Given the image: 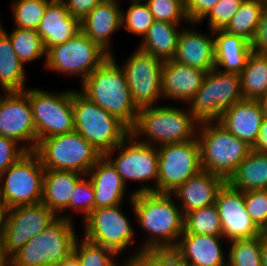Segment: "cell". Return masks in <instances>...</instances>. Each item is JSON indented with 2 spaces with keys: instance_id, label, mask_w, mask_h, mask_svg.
I'll use <instances>...</instances> for the list:
<instances>
[{
  "instance_id": "11a10c76",
  "label": "cell",
  "mask_w": 267,
  "mask_h": 266,
  "mask_svg": "<svg viewBox=\"0 0 267 266\" xmlns=\"http://www.w3.org/2000/svg\"><path fill=\"white\" fill-rule=\"evenodd\" d=\"M0 266H9V258L5 255V252L0 246Z\"/></svg>"
},
{
  "instance_id": "f6af8a7d",
  "label": "cell",
  "mask_w": 267,
  "mask_h": 266,
  "mask_svg": "<svg viewBox=\"0 0 267 266\" xmlns=\"http://www.w3.org/2000/svg\"><path fill=\"white\" fill-rule=\"evenodd\" d=\"M26 152L16 141L0 135V175Z\"/></svg>"
},
{
  "instance_id": "9a60e30c",
  "label": "cell",
  "mask_w": 267,
  "mask_h": 266,
  "mask_svg": "<svg viewBox=\"0 0 267 266\" xmlns=\"http://www.w3.org/2000/svg\"><path fill=\"white\" fill-rule=\"evenodd\" d=\"M163 60L138 48L121 66L132 99L141 108L157 103L162 94Z\"/></svg>"
},
{
  "instance_id": "ee69618b",
  "label": "cell",
  "mask_w": 267,
  "mask_h": 266,
  "mask_svg": "<svg viewBox=\"0 0 267 266\" xmlns=\"http://www.w3.org/2000/svg\"><path fill=\"white\" fill-rule=\"evenodd\" d=\"M140 266H184L180 255L174 249H150L134 258Z\"/></svg>"
},
{
  "instance_id": "60d3db41",
  "label": "cell",
  "mask_w": 267,
  "mask_h": 266,
  "mask_svg": "<svg viewBox=\"0 0 267 266\" xmlns=\"http://www.w3.org/2000/svg\"><path fill=\"white\" fill-rule=\"evenodd\" d=\"M245 208L255 224L267 231V189L243 192Z\"/></svg>"
},
{
  "instance_id": "7bdbcfd3",
  "label": "cell",
  "mask_w": 267,
  "mask_h": 266,
  "mask_svg": "<svg viewBox=\"0 0 267 266\" xmlns=\"http://www.w3.org/2000/svg\"><path fill=\"white\" fill-rule=\"evenodd\" d=\"M70 209L83 212L84 219L95 210V195L89 178L86 180L83 176L74 186Z\"/></svg>"
},
{
  "instance_id": "e0dca14e",
  "label": "cell",
  "mask_w": 267,
  "mask_h": 266,
  "mask_svg": "<svg viewBox=\"0 0 267 266\" xmlns=\"http://www.w3.org/2000/svg\"><path fill=\"white\" fill-rule=\"evenodd\" d=\"M4 94L0 96V135L16 141L26 151H35L37 134L29 97L24 92Z\"/></svg>"
},
{
  "instance_id": "8992f818",
  "label": "cell",
  "mask_w": 267,
  "mask_h": 266,
  "mask_svg": "<svg viewBox=\"0 0 267 266\" xmlns=\"http://www.w3.org/2000/svg\"><path fill=\"white\" fill-rule=\"evenodd\" d=\"M73 220L58 217L9 258V266H56L68 257L77 239Z\"/></svg>"
},
{
  "instance_id": "9f6ffc18",
  "label": "cell",
  "mask_w": 267,
  "mask_h": 266,
  "mask_svg": "<svg viewBox=\"0 0 267 266\" xmlns=\"http://www.w3.org/2000/svg\"><path fill=\"white\" fill-rule=\"evenodd\" d=\"M126 261L125 262H122L123 264L122 265H119L117 262L115 264H113L112 266H131V257L128 259H125Z\"/></svg>"
},
{
  "instance_id": "8d00e7d4",
  "label": "cell",
  "mask_w": 267,
  "mask_h": 266,
  "mask_svg": "<svg viewBox=\"0 0 267 266\" xmlns=\"http://www.w3.org/2000/svg\"><path fill=\"white\" fill-rule=\"evenodd\" d=\"M51 0H14L12 12L17 28L36 30Z\"/></svg>"
},
{
  "instance_id": "d4e9b609",
  "label": "cell",
  "mask_w": 267,
  "mask_h": 266,
  "mask_svg": "<svg viewBox=\"0 0 267 266\" xmlns=\"http://www.w3.org/2000/svg\"><path fill=\"white\" fill-rule=\"evenodd\" d=\"M207 35L192 29H181L174 61L206 72L215 68L214 31Z\"/></svg>"
},
{
  "instance_id": "44dd1931",
  "label": "cell",
  "mask_w": 267,
  "mask_h": 266,
  "mask_svg": "<svg viewBox=\"0 0 267 266\" xmlns=\"http://www.w3.org/2000/svg\"><path fill=\"white\" fill-rule=\"evenodd\" d=\"M121 12L118 0H102L81 20V31L109 55L111 36L122 28Z\"/></svg>"
},
{
  "instance_id": "f35d334b",
  "label": "cell",
  "mask_w": 267,
  "mask_h": 266,
  "mask_svg": "<svg viewBox=\"0 0 267 266\" xmlns=\"http://www.w3.org/2000/svg\"><path fill=\"white\" fill-rule=\"evenodd\" d=\"M81 243L76 239L73 253L78 257L81 266H112L116 263L113 250L96 245L82 238Z\"/></svg>"
},
{
  "instance_id": "7dc6e473",
  "label": "cell",
  "mask_w": 267,
  "mask_h": 266,
  "mask_svg": "<svg viewBox=\"0 0 267 266\" xmlns=\"http://www.w3.org/2000/svg\"><path fill=\"white\" fill-rule=\"evenodd\" d=\"M252 51L267 56V4L263 9L255 36L251 42Z\"/></svg>"
},
{
  "instance_id": "b9f144b4",
  "label": "cell",
  "mask_w": 267,
  "mask_h": 266,
  "mask_svg": "<svg viewBox=\"0 0 267 266\" xmlns=\"http://www.w3.org/2000/svg\"><path fill=\"white\" fill-rule=\"evenodd\" d=\"M244 0H219L211 11L202 19L208 18L209 30H224L232 17L239 10Z\"/></svg>"
},
{
  "instance_id": "ac0fdd59",
  "label": "cell",
  "mask_w": 267,
  "mask_h": 266,
  "mask_svg": "<svg viewBox=\"0 0 267 266\" xmlns=\"http://www.w3.org/2000/svg\"><path fill=\"white\" fill-rule=\"evenodd\" d=\"M215 205L220 216L223 237L229 242L262 234L263 231L247 213L242 191L226 182L217 194Z\"/></svg>"
},
{
  "instance_id": "2e32d148",
  "label": "cell",
  "mask_w": 267,
  "mask_h": 266,
  "mask_svg": "<svg viewBox=\"0 0 267 266\" xmlns=\"http://www.w3.org/2000/svg\"><path fill=\"white\" fill-rule=\"evenodd\" d=\"M57 218L58 216L42 203L10 208L6 229L0 239L5 255L10 258Z\"/></svg>"
},
{
  "instance_id": "7a4b0ae2",
  "label": "cell",
  "mask_w": 267,
  "mask_h": 266,
  "mask_svg": "<svg viewBox=\"0 0 267 266\" xmlns=\"http://www.w3.org/2000/svg\"><path fill=\"white\" fill-rule=\"evenodd\" d=\"M81 85L82 90L79 92L89 101L112 114L130 131L134 128L140 108L132 99L123 69L117 64L114 54Z\"/></svg>"
},
{
  "instance_id": "277c9868",
  "label": "cell",
  "mask_w": 267,
  "mask_h": 266,
  "mask_svg": "<svg viewBox=\"0 0 267 266\" xmlns=\"http://www.w3.org/2000/svg\"><path fill=\"white\" fill-rule=\"evenodd\" d=\"M197 139L202 170L217 174L226 181L252 150L218 121L199 123Z\"/></svg>"
},
{
  "instance_id": "ba28073f",
  "label": "cell",
  "mask_w": 267,
  "mask_h": 266,
  "mask_svg": "<svg viewBox=\"0 0 267 266\" xmlns=\"http://www.w3.org/2000/svg\"><path fill=\"white\" fill-rule=\"evenodd\" d=\"M118 151L116 157L113 154ZM120 152V153H119ZM116 168L125 186L129 180L141 182L153 181L156 186L144 184L133 194L157 193L158 149L157 146L145 144L130 133L117 147L104 155Z\"/></svg>"
},
{
  "instance_id": "f5cc1de1",
  "label": "cell",
  "mask_w": 267,
  "mask_h": 266,
  "mask_svg": "<svg viewBox=\"0 0 267 266\" xmlns=\"http://www.w3.org/2000/svg\"><path fill=\"white\" fill-rule=\"evenodd\" d=\"M56 266H81L78 257L72 252L68 257L61 260Z\"/></svg>"
},
{
  "instance_id": "f907efd6",
  "label": "cell",
  "mask_w": 267,
  "mask_h": 266,
  "mask_svg": "<svg viewBox=\"0 0 267 266\" xmlns=\"http://www.w3.org/2000/svg\"><path fill=\"white\" fill-rule=\"evenodd\" d=\"M9 209V206L0 198V239L6 229Z\"/></svg>"
},
{
  "instance_id": "4fadbf2b",
  "label": "cell",
  "mask_w": 267,
  "mask_h": 266,
  "mask_svg": "<svg viewBox=\"0 0 267 266\" xmlns=\"http://www.w3.org/2000/svg\"><path fill=\"white\" fill-rule=\"evenodd\" d=\"M158 149L157 193H172L179 185L202 170L197 137Z\"/></svg>"
},
{
  "instance_id": "c3c4849f",
  "label": "cell",
  "mask_w": 267,
  "mask_h": 266,
  "mask_svg": "<svg viewBox=\"0 0 267 266\" xmlns=\"http://www.w3.org/2000/svg\"><path fill=\"white\" fill-rule=\"evenodd\" d=\"M70 14L80 21L102 0H62Z\"/></svg>"
},
{
  "instance_id": "ab89813d",
  "label": "cell",
  "mask_w": 267,
  "mask_h": 266,
  "mask_svg": "<svg viewBox=\"0 0 267 266\" xmlns=\"http://www.w3.org/2000/svg\"><path fill=\"white\" fill-rule=\"evenodd\" d=\"M145 2L150 8L154 20L173 24H180L181 21L189 23L184 0H145Z\"/></svg>"
},
{
  "instance_id": "ffe728a7",
  "label": "cell",
  "mask_w": 267,
  "mask_h": 266,
  "mask_svg": "<svg viewBox=\"0 0 267 266\" xmlns=\"http://www.w3.org/2000/svg\"><path fill=\"white\" fill-rule=\"evenodd\" d=\"M225 183L223 177L201 170L170 194L181 201L179 207L185 215L192 210L215 204L217 194Z\"/></svg>"
},
{
  "instance_id": "52a82bcc",
  "label": "cell",
  "mask_w": 267,
  "mask_h": 266,
  "mask_svg": "<svg viewBox=\"0 0 267 266\" xmlns=\"http://www.w3.org/2000/svg\"><path fill=\"white\" fill-rule=\"evenodd\" d=\"M35 152L45 170L74 171L85 176L102 157L75 130L42 139Z\"/></svg>"
},
{
  "instance_id": "bcb514c9",
  "label": "cell",
  "mask_w": 267,
  "mask_h": 266,
  "mask_svg": "<svg viewBox=\"0 0 267 266\" xmlns=\"http://www.w3.org/2000/svg\"><path fill=\"white\" fill-rule=\"evenodd\" d=\"M189 24H199L219 0H184Z\"/></svg>"
},
{
  "instance_id": "3957f363",
  "label": "cell",
  "mask_w": 267,
  "mask_h": 266,
  "mask_svg": "<svg viewBox=\"0 0 267 266\" xmlns=\"http://www.w3.org/2000/svg\"><path fill=\"white\" fill-rule=\"evenodd\" d=\"M199 122L188 110L166 106L141 107L131 133L143 139L139 141L156 146L182 143L197 137Z\"/></svg>"
},
{
  "instance_id": "4316f807",
  "label": "cell",
  "mask_w": 267,
  "mask_h": 266,
  "mask_svg": "<svg viewBox=\"0 0 267 266\" xmlns=\"http://www.w3.org/2000/svg\"><path fill=\"white\" fill-rule=\"evenodd\" d=\"M83 176L74 171L45 170L41 203L58 217L73 220L70 214L64 216L62 212L70 210L74 186Z\"/></svg>"
},
{
  "instance_id": "836d02e7",
  "label": "cell",
  "mask_w": 267,
  "mask_h": 266,
  "mask_svg": "<svg viewBox=\"0 0 267 266\" xmlns=\"http://www.w3.org/2000/svg\"><path fill=\"white\" fill-rule=\"evenodd\" d=\"M2 30L9 36L12 47L23 64L46 57V49L36 30L14 27L8 33L3 26Z\"/></svg>"
},
{
  "instance_id": "d6986e66",
  "label": "cell",
  "mask_w": 267,
  "mask_h": 266,
  "mask_svg": "<svg viewBox=\"0 0 267 266\" xmlns=\"http://www.w3.org/2000/svg\"><path fill=\"white\" fill-rule=\"evenodd\" d=\"M206 71L190 67L173 59L163 62V98L178 100L188 104L202 86Z\"/></svg>"
},
{
  "instance_id": "d6a6232c",
  "label": "cell",
  "mask_w": 267,
  "mask_h": 266,
  "mask_svg": "<svg viewBox=\"0 0 267 266\" xmlns=\"http://www.w3.org/2000/svg\"><path fill=\"white\" fill-rule=\"evenodd\" d=\"M266 4L267 0H244L224 31L242 36L251 43Z\"/></svg>"
},
{
  "instance_id": "5bb4252c",
  "label": "cell",
  "mask_w": 267,
  "mask_h": 266,
  "mask_svg": "<svg viewBox=\"0 0 267 266\" xmlns=\"http://www.w3.org/2000/svg\"><path fill=\"white\" fill-rule=\"evenodd\" d=\"M120 205L95 209L83 219V238L117 255L133 245L135 236V229Z\"/></svg>"
},
{
  "instance_id": "7c38bea8",
  "label": "cell",
  "mask_w": 267,
  "mask_h": 266,
  "mask_svg": "<svg viewBox=\"0 0 267 266\" xmlns=\"http://www.w3.org/2000/svg\"><path fill=\"white\" fill-rule=\"evenodd\" d=\"M23 92L30 100L37 145L44 138L74 131L72 89L51 94L31 87Z\"/></svg>"
},
{
  "instance_id": "30bf717a",
  "label": "cell",
  "mask_w": 267,
  "mask_h": 266,
  "mask_svg": "<svg viewBox=\"0 0 267 266\" xmlns=\"http://www.w3.org/2000/svg\"><path fill=\"white\" fill-rule=\"evenodd\" d=\"M240 74L208 71L202 86L188 103L189 110L199 122L218 121L222 111L242 100Z\"/></svg>"
},
{
  "instance_id": "6da1fadb",
  "label": "cell",
  "mask_w": 267,
  "mask_h": 266,
  "mask_svg": "<svg viewBox=\"0 0 267 266\" xmlns=\"http://www.w3.org/2000/svg\"><path fill=\"white\" fill-rule=\"evenodd\" d=\"M129 200L141 230L148 234L130 257L150 249H174L184 231V215L172 194L130 193Z\"/></svg>"
},
{
  "instance_id": "1f68e13d",
  "label": "cell",
  "mask_w": 267,
  "mask_h": 266,
  "mask_svg": "<svg viewBox=\"0 0 267 266\" xmlns=\"http://www.w3.org/2000/svg\"><path fill=\"white\" fill-rule=\"evenodd\" d=\"M243 99L258 100L267 93V56L251 52L240 73Z\"/></svg>"
},
{
  "instance_id": "74e56055",
  "label": "cell",
  "mask_w": 267,
  "mask_h": 266,
  "mask_svg": "<svg viewBox=\"0 0 267 266\" xmlns=\"http://www.w3.org/2000/svg\"><path fill=\"white\" fill-rule=\"evenodd\" d=\"M131 3L126 10L122 9V27L129 33L136 34L142 39L153 24L154 17L145 1L129 0Z\"/></svg>"
},
{
  "instance_id": "816d5d0a",
  "label": "cell",
  "mask_w": 267,
  "mask_h": 266,
  "mask_svg": "<svg viewBox=\"0 0 267 266\" xmlns=\"http://www.w3.org/2000/svg\"><path fill=\"white\" fill-rule=\"evenodd\" d=\"M261 261L262 266H267V231L261 234Z\"/></svg>"
},
{
  "instance_id": "83f0119b",
  "label": "cell",
  "mask_w": 267,
  "mask_h": 266,
  "mask_svg": "<svg viewBox=\"0 0 267 266\" xmlns=\"http://www.w3.org/2000/svg\"><path fill=\"white\" fill-rule=\"evenodd\" d=\"M213 35H217L214 36L215 68L240 74L252 52L251 43L242 36L224 30H216Z\"/></svg>"
},
{
  "instance_id": "484cf974",
  "label": "cell",
  "mask_w": 267,
  "mask_h": 266,
  "mask_svg": "<svg viewBox=\"0 0 267 266\" xmlns=\"http://www.w3.org/2000/svg\"><path fill=\"white\" fill-rule=\"evenodd\" d=\"M88 175V176H87ZM95 195V209L112 207L123 203L127 190L120 174L112 163L102 156L86 174Z\"/></svg>"
},
{
  "instance_id": "4dcf8cb0",
  "label": "cell",
  "mask_w": 267,
  "mask_h": 266,
  "mask_svg": "<svg viewBox=\"0 0 267 266\" xmlns=\"http://www.w3.org/2000/svg\"><path fill=\"white\" fill-rule=\"evenodd\" d=\"M26 74L9 36L0 31V87L4 92H23Z\"/></svg>"
},
{
  "instance_id": "db71d44e",
  "label": "cell",
  "mask_w": 267,
  "mask_h": 266,
  "mask_svg": "<svg viewBox=\"0 0 267 266\" xmlns=\"http://www.w3.org/2000/svg\"><path fill=\"white\" fill-rule=\"evenodd\" d=\"M257 101L260 104L263 116L267 118V93L262 95Z\"/></svg>"
},
{
  "instance_id": "603a6c76",
  "label": "cell",
  "mask_w": 267,
  "mask_h": 266,
  "mask_svg": "<svg viewBox=\"0 0 267 266\" xmlns=\"http://www.w3.org/2000/svg\"><path fill=\"white\" fill-rule=\"evenodd\" d=\"M223 236L182 233L174 250L185 264L192 266H227L221 246Z\"/></svg>"
},
{
  "instance_id": "cb8c5ba5",
  "label": "cell",
  "mask_w": 267,
  "mask_h": 266,
  "mask_svg": "<svg viewBox=\"0 0 267 266\" xmlns=\"http://www.w3.org/2000/svg\"><path fill=\"white\" fill-rule=\"evenodd\" d=\"M263 118L257 100L242 99L223 110L218 122L238 139L253 147Z\"/></svg>"
},
{
  "instance_id": "d590c367",
  "label": "cell",
  "mask_w": 267,
  "mask_h": 266,
  "mask_svg": "<svg viewBox=\"0 0 267 266\" xmlns=\"http://www.w3.org/2000/svg\"><path fill=\"white\" fill-rule=\"evenodd\" d=\"M229 243L227 266H262L261 235Z\"/></svg>"
},
{
  "instance_id": "f546056e",
  "label": "cell",
  "mask_w": 267,
  "mask_h": 266,
  "mask_svg": "<svg viewBox=\"0 0 267 266\" xmlns=\"http://www.w3.org/2000/svg\"><path fill=\"white\" fill-rule=\"evenodd\" d=\"M177 26L180 25L155 20L138 48L163 61L173 59L181 32V29H178Z\"/></svg>"
},
{
  "instance_id": "f1b7e54d",
  "label": "cell",
  "mask_w": 267,
  "mask_h": 266,
  "mask_svg": "<svg viewBox=\"0 0 267 266\" xmlns=\"http://www.w3.org/2000/svg\"><path fill=\"white\" fill-rule=\"evenodd\" d=\"M226 182L242 192L267 189V153L252 149Z\"/></svg>"
},
{
  "instance_id": "9c48e42d",
  "label": "cell",
  "mask_w": 267,
  "mask_h": 266,
  "mask_svg": "<svg viewBox=\"0 0 267 266\" xmlns=\"http://www.w3.org/2000/svg\"><path fill=\"white\" fill-rule=\"evenodd\" d=\"M44 172L38 154L27 151L0 175V198L9 208L40 204Z\"/></svg>"
},
{
  "instance_id": "6f0895ef",
  "label": "cell",
  "mask_w": 267,
  "mask_h": 266,
  "mask_svg": "<svg viewBox=\"0 0 267 266\" xmlns=\"http://www.w3.org/2000/svg\"><path fill=\"white\" fill-rule=\"evenodd\" d=\"M131 266H140L133 257H131Z\"/></svg>"
},
{
  "instance_id": "8fae6325",
  "label": "cell",
  "mask_w": 267,
  "mask_h": 266,
  "mask_svg": "<svg viewBox=\"0 0 267 266\" xmlns=\"http://www.w3.org/2000/svg\"><path fill=\"white\" fill-rule=\"evenodd\" d=\"M110 55L82 31L63 44L46 51L45 66L48 70L81 76L82 83Z\"/></svg>"
},
{
  "instance_id": "e575fe53",
  "label": "cell",
  "mask_w": 267,
  "mask_h": 266,
  "mask_svg": "<svg viewBox=\"0 0 267 266\" xmlns=\"http://www.w3.org/2000/svg\"><path fill=\"white\" fill-rule=\"evenodd\" d=\"M183 233L223 236L221 220L216 205L195 209L185 214Z\"/></svg>"
},
{
  "instance_id": "681fc988",
  "label": "cell",
  "mask_w": 267,
  "mask_h": 266,
  "mask_svg": "<svg viewBox=\"0 0 267 266\" xmlns=\"http://www.w3.org/2000/svg\"><path fill=\"white\" fill-rule=\"evenodd\" d=\"M254 151L267 153V118H263L257 140L252 147Z\"/></svg>"
},
{
  "instance_id": "5b68a950",
  "label": "cell",
  "mask_w": 267,
  "mask_h": 266,
  "mask_svg": "<svg viewBox=\"0 0 267 266\" xmlns=\"http://www.w3.org/2000/svg\"><path fill=\"white\" fill-rule=\"evenodd\" d=\"M74 130L102 156L117 147L131 131L112 114L72 90Z\"/></svg>"
},
{
  "instance_id": "7402d4cb",
  "label": "cell",
  "mask_w": 267,
  "mask_h": 266,
  "mask_svg": "<svg viewBox=\"0 0 267 266\" xmlns=\"http://www.w3.org/2000/svg\"><path fill=\"white\" fill-rule=\"evenodd\" d=\"M36 31L47 51L81 32V21L70 14L62 0H51Z\"/></svg>"
}]
</instances>
